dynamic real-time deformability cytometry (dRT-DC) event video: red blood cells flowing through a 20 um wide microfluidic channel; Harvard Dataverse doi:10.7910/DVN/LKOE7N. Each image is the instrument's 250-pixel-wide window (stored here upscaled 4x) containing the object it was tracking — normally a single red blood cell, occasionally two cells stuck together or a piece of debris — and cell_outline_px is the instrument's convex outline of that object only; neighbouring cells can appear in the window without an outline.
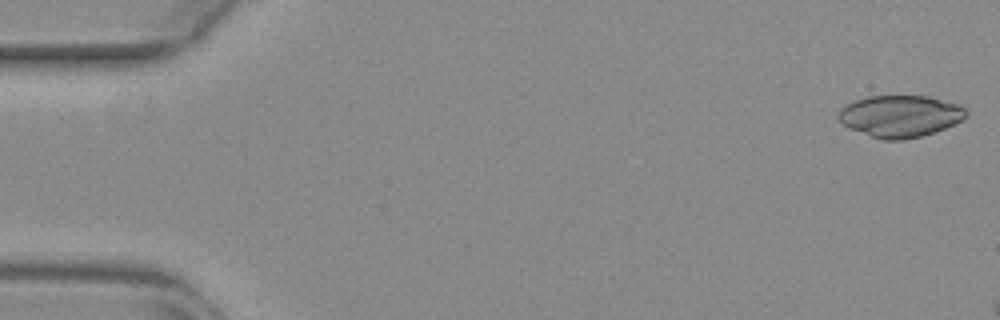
{"species": "common noctule bat (a hibernating species)", "species_latin": "Nyctalus noctula", "temperature_condition": "warm", "stored_images_in_passage": 8, "camera_frame_rate_fps": 3000, "um_per_image_px": 0.085, "animal": {"sex": "female", "body_mass_g": 29.2, "forearm_length_mm": 56.3}, "frame": {"image": 1, "passage_image": 1, "time_ms": 0.0, "image_size_px": [1000, 320], "cell_outline_px": [[968, 116], [944, 128], [920, 136], [904, 140], [884, 140], [848, 128], [840, 120], [840, 108], [856, 100], [868, 96], [928, 96], [960, 104], [968, 112]], "centroid_in_image_um": [76.54, 9.86], "position_along_channel_um": 8.5, "area_um2": 30.75}}